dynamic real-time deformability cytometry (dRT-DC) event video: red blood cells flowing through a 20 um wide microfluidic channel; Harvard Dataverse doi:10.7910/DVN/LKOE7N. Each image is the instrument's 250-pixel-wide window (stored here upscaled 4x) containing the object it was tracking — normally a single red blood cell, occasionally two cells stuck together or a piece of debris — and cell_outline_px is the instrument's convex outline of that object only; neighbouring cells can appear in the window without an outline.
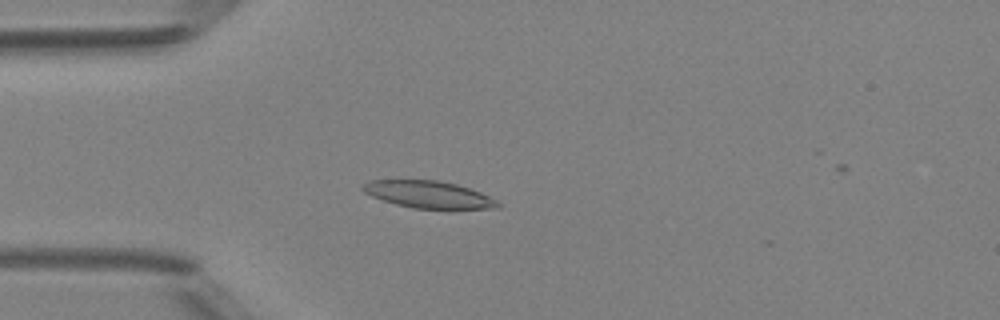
{"species": "Egyptian fruit bat (a non-hibernating species)", "species_latin": "Rousettus aegyptiacus", "temperature_condition": "room temperature", "stored_images_in_passage": 48, "camera_frame_rate_fps": 3000, "um_per_image_px": 0.085, "animal": {"sex": "female"}, "frame": {"image": 1, "passage_image": 13, "time_ms": 4.0, "image_size_px": [1000, 320], "cell_outline_px": [[500, 208], [412, 208], [396, 204], [372, 196], [364, 192], [360, 188], [360, 184], [368, 180], [440, 180], [456, 184], [480, 192], [496, 200], [500, 204]], "centroid_in_image_um": [36.37, 16.51], "position_along_channel_um": 48.6, "area_um2": 21.15}}
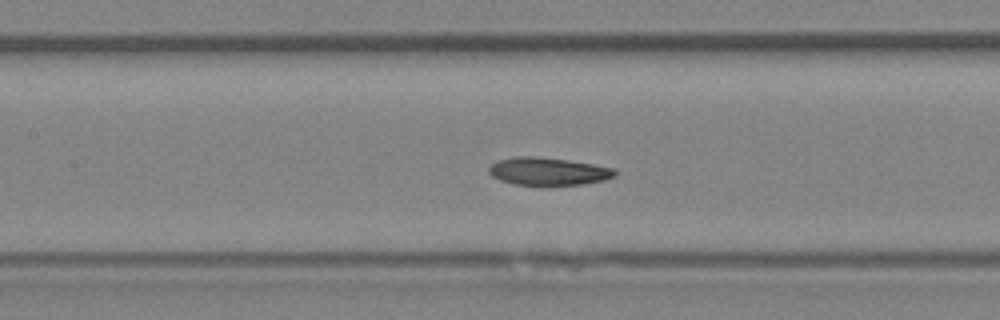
{"frame": {"image": 2, "passage_image": 22, "time_ms": 7.0, "image_size_px": [1000, 320], "cell_outline_px": [[616, 172], [612, 176], [604, 180], [580, 184], [548, 188], [544, 188], [516, 184], [500, 180], [492, 176], [488, 172], [488, 168], [496, 160], [516, 156], [532, 156], [568, 160], [616, 168]], "centroid_in_image_um": [46.55, 14.6], "position_along_channel_um": 160.8, "area_um2": 20.98}}
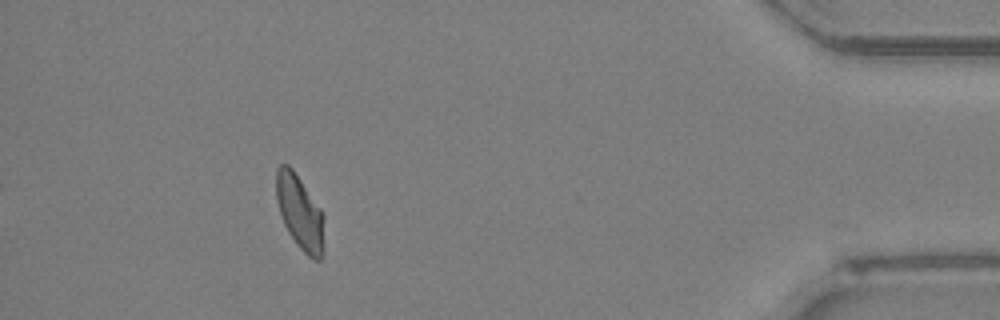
{"frame": {"image": 3, "passage_image": 44, "time_ms": 14.333, "image_size_px": [1000, 320], "cell_outline_px": [[324, 248], [320, 260], [312, 260], [296, 244], [288, 232], [284, 224], [276, 200], [276, 168], [280, 164], [288, 164], [292, 168], [320, 208], [324, 216]], "centroid_in_image_um": [25.49, 18.07], "position_along_channel_um": 409.7, "area_um2": 20.87}, "authors_computed_cell_mechanics": {"area_um2": 20.9236, "velocity_mm_per_s": 4.1897, "shape_relaxation_time_tau1_ms": 5.6744, "shape_relaxation_time_tau2_ms": 2.8912, "deformation_change_tau1": 0.1239, "deformation_change_tau2": 0.0826}}